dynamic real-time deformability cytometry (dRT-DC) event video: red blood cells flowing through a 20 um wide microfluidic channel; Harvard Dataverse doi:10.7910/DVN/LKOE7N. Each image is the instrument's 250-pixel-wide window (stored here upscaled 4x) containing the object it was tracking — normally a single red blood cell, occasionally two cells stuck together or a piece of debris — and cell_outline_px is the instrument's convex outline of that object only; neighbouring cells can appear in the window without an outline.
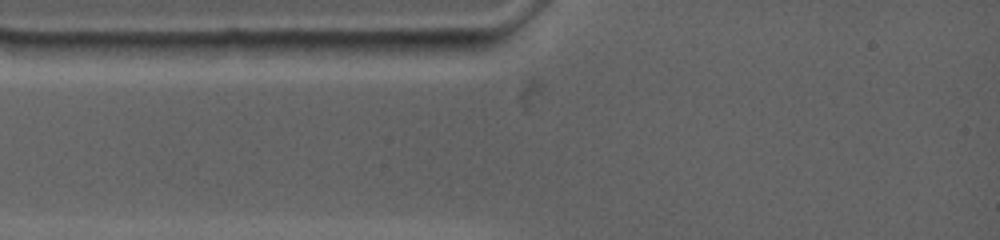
{"species": "common noctule bat (a hibernating species)", "species_latin": "Nyctalus noctula", "temperature_condition": "warm", "stored_images_in_passage": 2, "camera_frame_rate_fps": 4500, "um_per_image_px": 0.085, "animal": {"sex": "female", "body_mass_g": 19.0, "forearm_length_mm": 53.3}, "frame": {"image": 1, "passage_image": 2, "time_ms": 0.444, "image_size_px": [1000, 240], "cell_outline_px": [[484, 48], [452, 56], [404, 56], [372, 52], [368, 40], [480, 40]], "centroid_in_image_um": [36.11, 4.02], "position_along_channel_um": 48.9, "area_um2": 11.62}}